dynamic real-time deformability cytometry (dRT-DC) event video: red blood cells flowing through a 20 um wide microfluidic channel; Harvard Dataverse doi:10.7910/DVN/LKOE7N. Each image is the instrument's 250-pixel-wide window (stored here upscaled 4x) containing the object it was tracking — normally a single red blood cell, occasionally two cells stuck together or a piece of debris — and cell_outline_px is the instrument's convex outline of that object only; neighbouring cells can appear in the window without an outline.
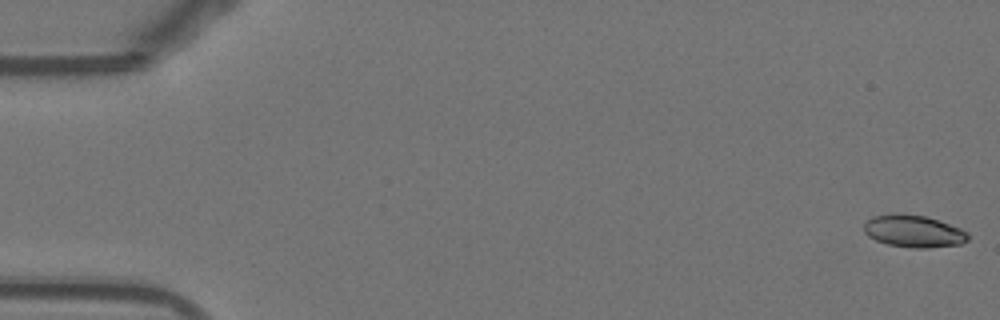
{"species": "Egyptian fruit bat (a non-hibernating species)", "species_latin": "Rousettus aegyptiacus", "temperature_condition": "warm", "stored_images_in_passage": 53, "camera_frame_rate_fps": 3000, "um_per_image_px": 0.085, "animal": {"sex": "female"}, "frame": {"image": 1, "passage_image": 1, "time_ms": 0.0, "image_size_px": [1000, 320], "cell_outline_px": [[968, 240], [960, 244], [928, 248], [912, 248], [888, 244], [876, 240], [868, 236], [864, 232], [864, 224], [872, 216], [892, 212], [896, 212], [924, 216], [960, 228], [968, 232]], "centroid_in_image_um": [77.62, 19.64], "position_along_channel_um": 7.4, "area_um2": 19.59}}
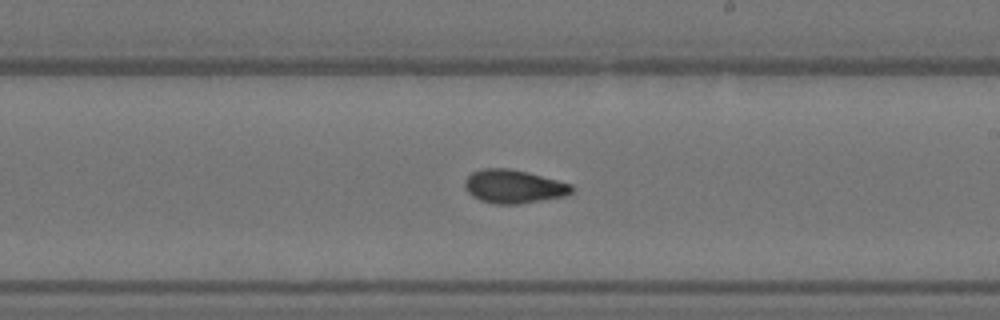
{"frame": {"image": 2, "passage_image": 31, "time_ms": 10.0, "image_size_px": [1000, 320], "cell_outline_px": [[576, 188], [572, 192], [564, 196], [520, 204], [492, 204], [480, 200], [472, 196], [464, 188], [464, 180], [472, 172], [480, 168], [508, 168], [528, 172], [572, 184]], "centroid_in_image_um": [43.65, 15.85], "position_along_channel_um": 245.4, "area_um2": 21.1}}
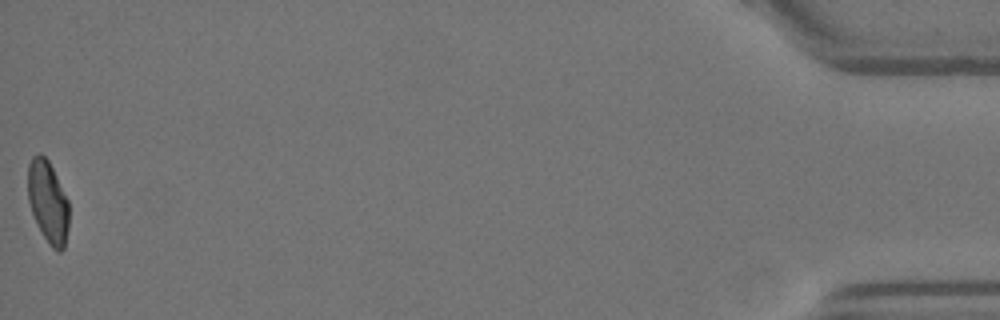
{"frame": {"image": 3, "passage_image": 53, "time_ms": 17.333, "image_size_px": [1000, 320], "cell_outline_px": [[68, 228], [64, 248], [60, 252], [56, 252], [48, 244], [32, 212], [28, 200], [28, 164], [32, 156], [40, 152], [48, 160], [68, 200]], "centroid_in_image_um": [4.07, 17.15], "position_along_channel_um": 431.1, "area_um2": 19.48}, "authors_computed_cell_mechanics": {"area_um2": 20.23, "velocity_mm_per_s": 3.869, "shape_relaxation_time_tau1_ms": 10.5252, "shape_relaxation_time_tau2_ms": 2.6889, "deformation_change_tau1": 0.2556, "deformation_change_tau2": 0.0824}}